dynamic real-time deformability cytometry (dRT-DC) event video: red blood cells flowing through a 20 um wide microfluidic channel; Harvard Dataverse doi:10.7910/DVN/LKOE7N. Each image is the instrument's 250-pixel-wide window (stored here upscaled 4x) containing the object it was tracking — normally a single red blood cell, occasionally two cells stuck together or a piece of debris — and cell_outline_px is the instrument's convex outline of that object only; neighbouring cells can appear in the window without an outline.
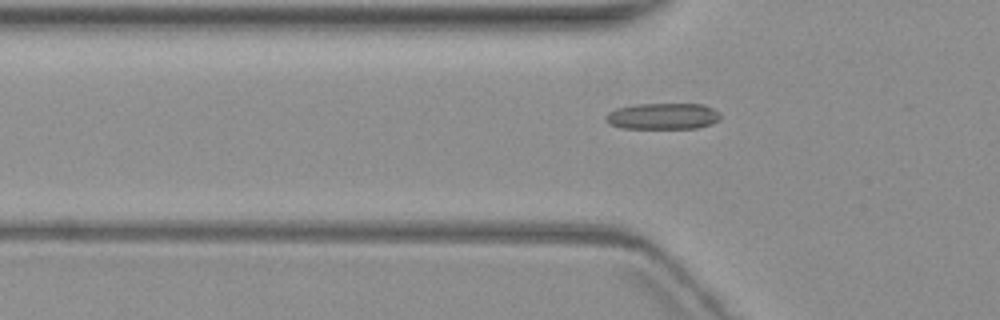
{"species": "common noctule bat (a hibernating species)", "species_latin": "Nyctalus noctula", "temperature_condition": "warm", "stored_images_in_passage": 2, "camera_frame_rate_fps": 3000, "um_per_image_px": 0.085, "animal": {"sex": "female", "body_mass_g": 19.3, "forearm_length_mm": 54.1}, "frame": {"image": 1, "passage_image": 2, "time_ms": 2.0, "image_size_px": [1000, 320], "cell_outline_px": [[720, 120], [712, 124], [696, 128], [620, 128], [608, 124], [604, 120], [604, 116], [608, 112], [616, 108], [636, 104], [704, 104], [720, 112]], "centroid_in_image_um": [56.32, 9.88], "position_along_channel_um": 69.5, "area_um2": 17.8}}